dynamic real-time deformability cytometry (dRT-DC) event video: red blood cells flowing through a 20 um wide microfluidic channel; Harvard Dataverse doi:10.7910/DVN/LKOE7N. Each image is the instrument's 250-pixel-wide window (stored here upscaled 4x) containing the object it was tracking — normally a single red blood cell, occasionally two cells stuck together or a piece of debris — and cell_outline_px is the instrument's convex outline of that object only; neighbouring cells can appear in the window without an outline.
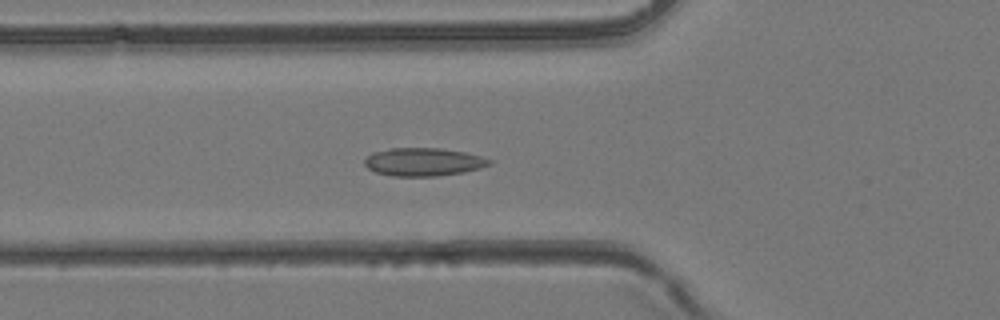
{"species": "common noctule bat (a hibernating species)", "species_latin": "Nyctalus noctula", "temperature_condition": "room temperature", "stored_images_in_passage": 45, "segment_of_instrument_passage": [1, 2], "camera_frame_rate_fps": 3000, "um_per_image_px": 0.085, "animal": {"sex": "female", "body_mass_g": 24.6, "forearm_length_mm": 56.2}, "frame": {"image": 1, "passage_image": 16, "time_ms": 5.0, "image_size_px": [1000, 320], "cell_outline_px": [[492, 164], [480, 168], [464, 172], [436, 176], [392, 176], [376, 172], [368, 168], [364, 164], [364, 160], [372, 152], [388, 148], [440, 148], [464, 152], [480, 156], [492, 160]], "centroid_in_image_um": [35.98, 13.76], "position_along_channel_um": 89.8, "area_um2": 20.46}}
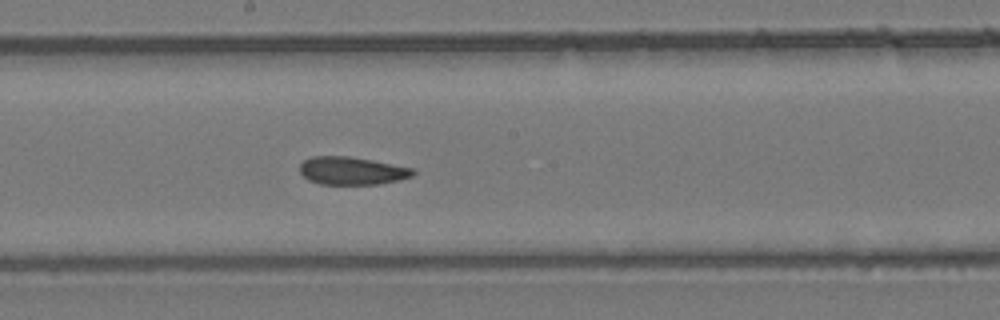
{"frame": {"image": 2, "passage_image": 24, "time_ms": 7.667, "image_size_px": [1000, 320], "cell_outline_px": [[416, 172], [412, 176], [400, 180], [380, 184], [320, 184], [308, 180], [300, 172], [300, 164], [304, 160], [312, 156], [348, 156], [372, 160], [416, 168]], "centroid_in_image_um": [29.95, 14.51], "position_along_channel_um": 218.3, "area_um2": 18.55}}
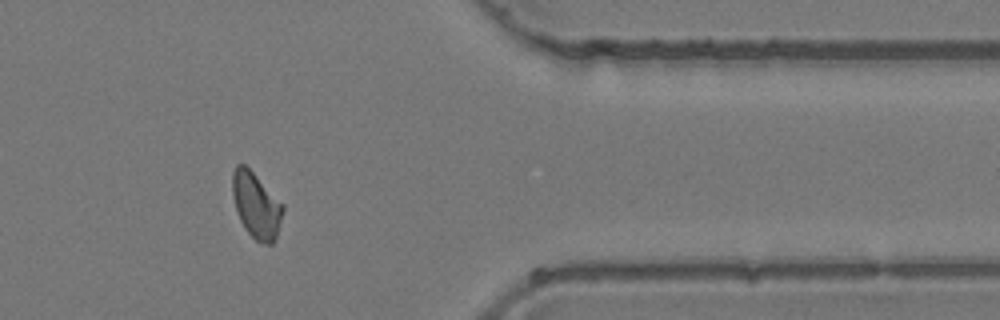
{"frame": {"image": 3, "passage_image": 36, "time_ms": 11.667, "image_size_px": [1000, 320], "cell_outline_px": [[284, 212], [276, 236], [272, 244], [264, 244], [256, 240], [244, 228], [240, 220], [232, 196], [232, 172], [236, 164], [244, 164], [284, 204]], "centroid_in_image_um": [21.78, 17.45], "position_along_channel_um": 389.6, "area_um2": 19.25}}